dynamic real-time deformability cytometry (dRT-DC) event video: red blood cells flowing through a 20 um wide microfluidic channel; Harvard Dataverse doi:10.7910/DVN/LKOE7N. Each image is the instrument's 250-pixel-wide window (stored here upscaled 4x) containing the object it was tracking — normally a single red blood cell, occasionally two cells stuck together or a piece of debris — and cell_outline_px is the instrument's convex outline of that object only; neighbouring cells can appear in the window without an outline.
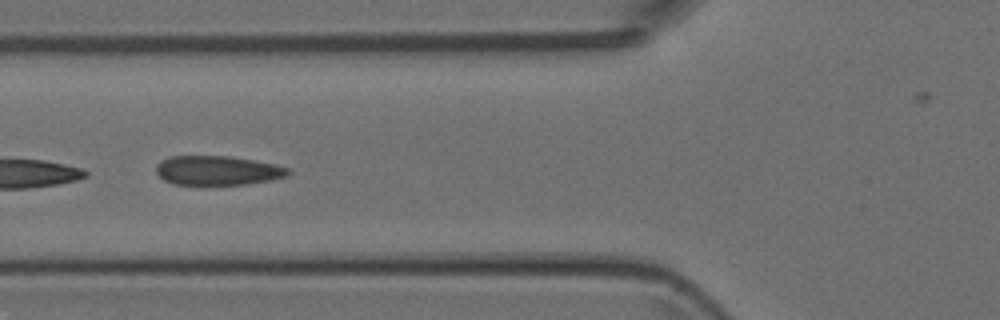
{"species": "Egyptian fruit bat (a non-hibernating species)", "species_latin": "Rousettus aegyptiacus", "temperature_condition": "room temperature", "stored_images_in_passage": 31, "camera_frame_rate_fps": 3000, "um_per_image_px": 0.085, "animal": {"sex": "female"}, "frame": {"image": 1, "passage_image": 19, "time_ms": 6.0, "image_size_px": [1000, 320], "cell_outline_px": [[292, 172], [288, 176], [272, 180], [244, 184], [172, 184], [164, 180], [156, 172], [156, 164], [160, 160], [168, 156], [228, 156], [276, 164], [288, 168]], "centroid_in_image_um": [18.49, 14.48], "position_along_channel_um": 107.3, "area_um2": 22.6}}